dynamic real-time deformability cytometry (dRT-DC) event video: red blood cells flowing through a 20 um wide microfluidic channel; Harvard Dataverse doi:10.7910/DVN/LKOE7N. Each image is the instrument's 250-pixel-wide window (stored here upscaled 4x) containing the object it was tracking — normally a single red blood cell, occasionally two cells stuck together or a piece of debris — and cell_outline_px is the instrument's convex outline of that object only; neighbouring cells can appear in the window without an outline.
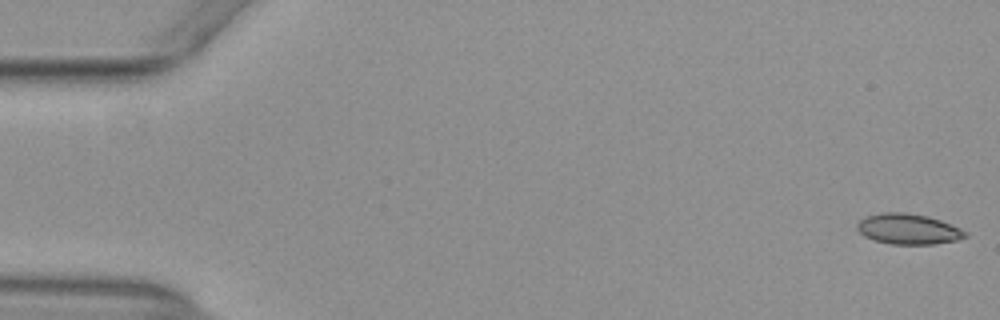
{"species": "common noctule bat (a hibernating species)", "species_latin": "Nyctalus noctula", "temperature_condition": "warm", "stored_images_in_passage": 15, "camera_frame_rate_fps": 3000, "um_per_image_px": 0.085, "animal": {"sex": "female", "body_mass_g": 29.2, "forearm_length_mm": 56.3}, "frame": {"image": 1, "passage_image": 1, "time_ms": 0.0, "image_size_px": [1000, 320], "cell_outline_px": [[968, 236], [956, 240], [936, 244], [892, 244], [876, 240], [864, 236], [856, 228], [856, 224], [860, 220], [868, 216], [880, 212], [904, 212], [928, 216], [940, 220], [960, 228], [968, 232]], "centroid_in_image_um": [77.22, 19.46], "position_along_channel_um": 7.8, "area_um2": 19.19}}
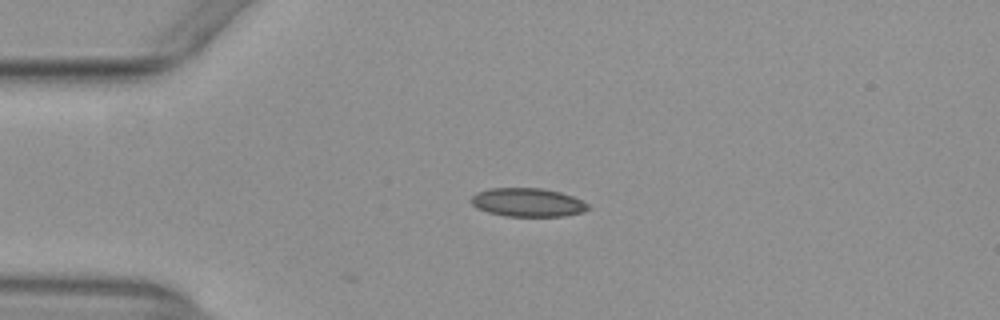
{"frame": {"image": 2, "passage_image": 13, "time_ms": 4.0, "image_size_px": [1000, 320], "cell_outline_px": [[592, 208], [584, 212], [564, 216], [504, 216], [488, 212], [476, 208], [472, 204], [472, 196], [476, 192], [488, 188], [544, 188], [560, 192], [572, 196], [588, 204]], "centroid_in_image_um": [44.86, 17.2], "position_along_channel_um": 40.1, "area_um2": 19.59}}